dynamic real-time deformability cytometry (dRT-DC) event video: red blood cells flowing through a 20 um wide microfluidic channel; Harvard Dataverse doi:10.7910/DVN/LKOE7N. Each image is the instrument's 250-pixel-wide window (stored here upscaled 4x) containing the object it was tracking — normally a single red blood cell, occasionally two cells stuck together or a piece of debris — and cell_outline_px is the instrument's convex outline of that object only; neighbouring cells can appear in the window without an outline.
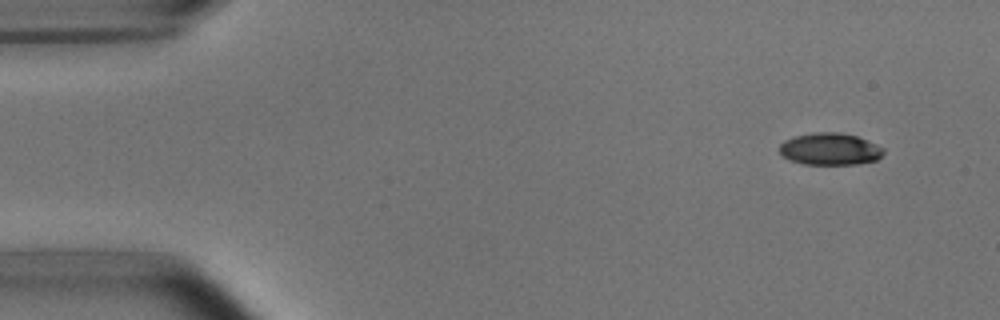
{"species": "common noctule bat (a hibernating species)", "species_latin": "Nyctalus noctula", "temperature_condition": "room temperature", "stored_images_in_passage": 6, "segment_of_instrument_passage": [1, 2], "camera_frame_rate_fps": 3000, "um_per_image_px": 0.085, "animal": {"sex": "male", "body_mass_g": 15.6}, "frame": {"image": 1, "passage_image": 2, "time_ms": 1.0, "image_size_px": [1000, 320], "cell_outline_px": [[884, 152], [876, 160], [856, 164], [804, 164], [788, 160], [780, 152], [780, 144], [784, 140], [796, 136], [816, 132], [840, 132], [856, 136], [876, 144], [884, 148]], "centroid_in_image_um": [70.54, 12.67], "position_along_channel_um": 14.5, "area_um2": 19.31}}
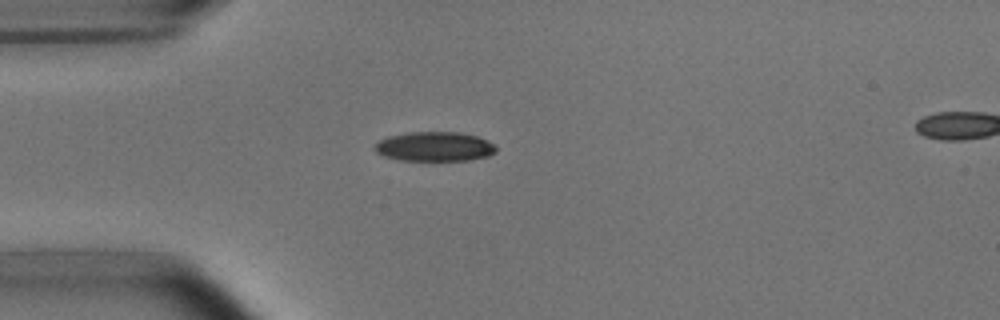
{"frame": {"image": 2, "passage_image": 5, "time_ms": 4.333, "image_size_px": [1000, 320], "cell_outline_px": [[496, 152], [488, 156], [468, 160], [396, 160], [384, 156], [376, 152], [372, 148], [380, 140], [388, 136], [408, 132], [460, 132], [476, 136], [488, 140], [496, 144]], "centroid_in_image_um": [36.94, 12.45], "position_along_channel_um": 48.1, "area_um2": 20.98}}